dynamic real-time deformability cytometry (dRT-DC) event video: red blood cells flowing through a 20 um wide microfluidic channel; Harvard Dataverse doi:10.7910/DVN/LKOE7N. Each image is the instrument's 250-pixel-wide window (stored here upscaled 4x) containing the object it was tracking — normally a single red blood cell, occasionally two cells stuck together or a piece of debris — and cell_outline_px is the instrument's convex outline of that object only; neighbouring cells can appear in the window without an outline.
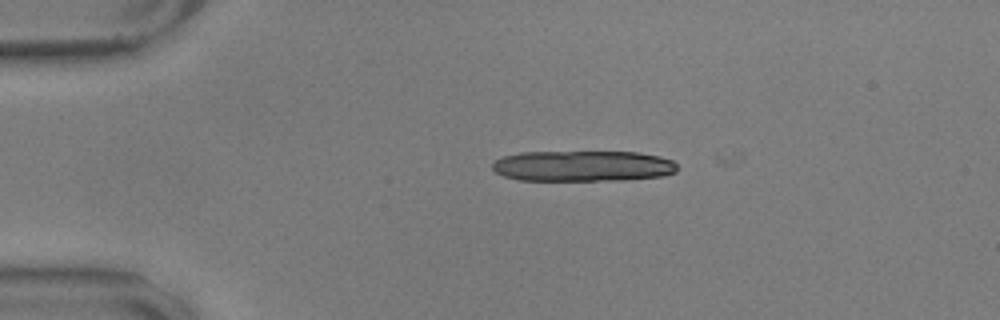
{"species": "common noctule bat (a hibernating species)", "species_latin": "Nyctalus noctula", "temperature_condition": "warm", "stored_images_in_passage": 2, "camera_frame_rate_fps": 3000, "um_per_image_px": 0.085, "animal": {"sex": "male", "body_mass_g": 17.9, "forearm_length_mm": 54.2}, "frame": {"image": 1, "passage_image": 1, "time_ms": 0.0, "image_size_px": [1000, 320], "cell_outline_px": [[680, 168], [676, 172], [664, 176], [624, 180], [520, 180], [504, 176], [496, 172], [492, 168], [492, 164], [496, 160], [504, 156], [520, 152], [640, 152], [660, 156], [672, 160]], "centroid_in_image_um": [49.6, 14.11], "position_along_channel_um": 35.4, "area_um2": 33.41}}